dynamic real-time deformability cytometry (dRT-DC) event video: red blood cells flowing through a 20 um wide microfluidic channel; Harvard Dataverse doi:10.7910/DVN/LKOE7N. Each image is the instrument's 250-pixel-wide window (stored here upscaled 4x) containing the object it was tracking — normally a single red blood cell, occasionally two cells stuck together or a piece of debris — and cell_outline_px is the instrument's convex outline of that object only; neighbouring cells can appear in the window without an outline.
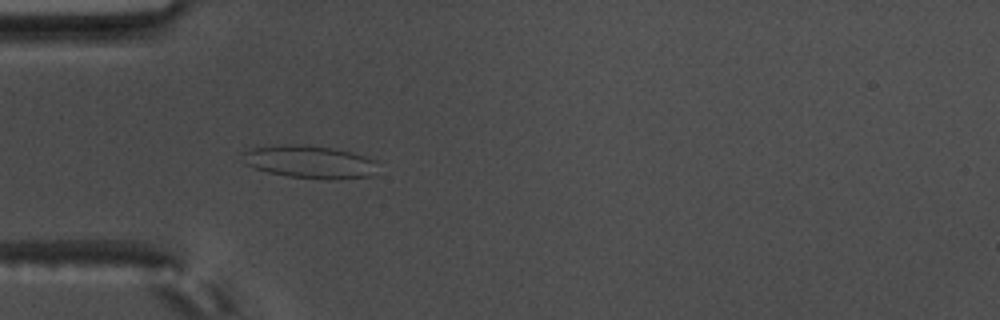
{"species": "common noctule bat (a hibernating species)", "species_latin": "Nyctalus noctula", "temperature_condition": "warm", "stored_images_in_passage": 58, "camera_frame_rate_fps": 3000, "um_per_image_px": 0.085, "animal": {"sex": "male", "body_mass_g": 17.5, "forearm_length_mm": 52.3}, "frame": {"image": 1, "passage_image": 18, "time_ms": 5.667, "image_size_px": [1000, 320], "cell_outline_px": [[372, 176], [328, 180], [288, 176], [268, 172], [244, 164], [244, 152], [252, 148], [288, 144], [304, 144], [332, 148], [352, 152], [364, 156], [372, 160]], "centroid_in_image_um": [26.27, 13.76], "position_along_channel_um": 58.7, "area_um2": 25.32}}
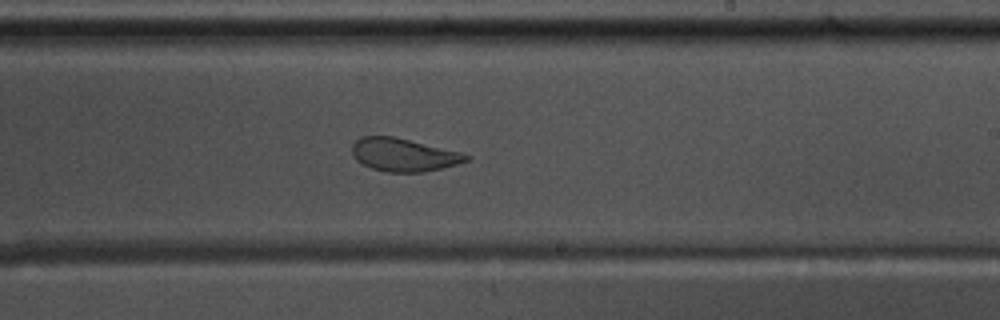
{"frame": {"image": 2, "passage_image": 35, "time_ms": 11.333, "image_size_px": [1000, 320], "cell_outline_px": [[472, 156], [468, 160], [444, 168], [424, 172], [388, 172], [372, 168], [356, 160], [352, 152], [352, 144], [360, 136], [392, 136], [460, 152]], "centroid_in_image_um": [34.3, 13.16], "position_along_channel_um": 254.7, "area_um2": 21.79}}
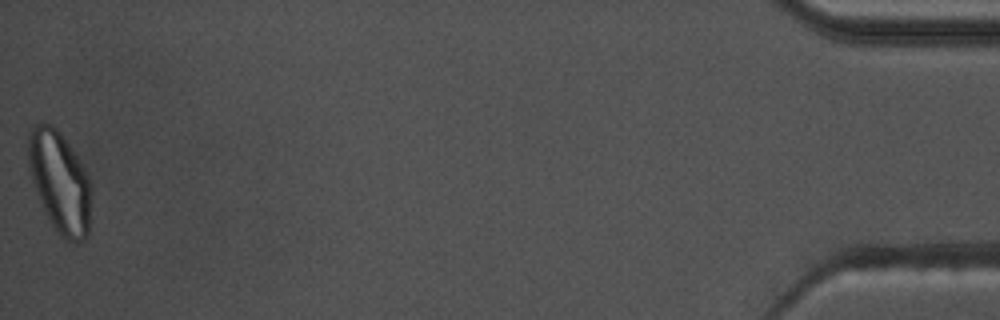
{"frame": {"image": 3, "passage_image": 58, "time_ms": 19.0, "image_size_px": [1000, 320], "cell_outline_px": [[92, 192], [88, 236], [84, 240], [76, 244], [60, 236], [52, 224], [36, 192], [32, 180], [28, 160], [28, 132], [32, 124], [52, 124], [60, 132], [76, 156], [88, 176], [92, 188]], "centroid_in_image_um": [5.09, 15.49], "position_along_channel_um": 430.1, "area_um2": 37.11}, "authors_computed_cell_mechanics": {"area_um2": 27.6573, "velocity_mm_per_s": 3.543, "shape_relaxation_time_tau1_ms": null, "shape_relaxation_time_tau2_ms": 1.2613, "deformation_change_tau1": null, "deformation_change_tau2": 0.0782}}